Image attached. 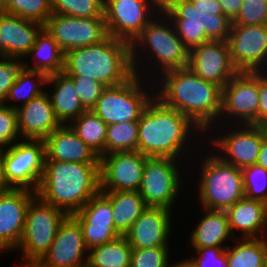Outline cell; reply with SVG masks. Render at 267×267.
<instances>
[{
  "mask_svg": "<svg viewBox=\"0 0 267 267\" xmlns=\"http://www.w3.org/2000/svg\"><path fill=\"white\" fill-rule=\"evenodd\" d=\"M160 77L159 83H162L155 92L157 98L187 116L203 134L214 129V122L220 120L221 113L219 85L200 78L189 67L164 72Z\"/></svg>",
  "mask_w": 267,
  "mask_h": 267,
  "instance_id": "obj_1",
  "label": "cell"
},
{
  "mask_svg": "<svg viewBox=\"0 0 267 267\" xmlns=\"http://www.w3.org/2000/svg\"><path fill=\"white\" fill-rule=\"evenodd\" d=\"M100 191V163L45 160L36 194L67 215L78 212Z\"/></svg>",
  "mask_w": 267,
  "mask_h": 267,
  "instance_id": "obj_2",
  "label": "cell"
},
{
  "mask_svg": "<svg viewBox=\"0 0 267 267\" xmlns=\"http://www.w3.org/2000/svg\"><path fill=\"white\" fill-rule=\"evenodd\" d=\"M196 131L203 133L187 116L154 96L138 120L137 151L148 157L180 159L185 146L191 145L186 141Z\"/></svg>",
  "mask_w": 267,
  "mask_h": 267,
  "instance_id": "obj_3",
  "label": "cell"
},
{
  "mask_svg": "<svg viewBox=\"0 0 267 267\" xmlns=\"http://www.w3.org/2000/svg\"><path fill=\"white\" fill-rule=\"evenodd\" d=\"M63 72L87 76L105 87L118 86L134 75L130 43L108 36L100 43L65 53Z\"/></svg>",
  "mask_w": 267,
  "mask_h": 267,
  "instance_id": "obj_4",
  "label": "cell"
},
{
  "mask_svg": "<svg viewBox=\"0 0 267 267\" xmlns=\"http://www.w3.org/2000/svg\"><path fill=\"white\" fill-rule=\"evenodd\" d=\"M142 47L144 50H149L145 52H148V56L150 54V56L154 57V62L152 61L150 64L154 63L157 65L155 67L157 70L159 67L160 75L170 70L186 68L189 65L190 50L179 38L171 20L167 18V15L162 10L158 12L155 19L153 18L130 44L132 68L134 74L140 77L141 72L139 69L143 65L139 63L138 60L141 63L142 61L138 59V56L141 57L139 54L144 51L141 49ZM138 63L140 66L137 65Z\"/></svg>",
  "mask_w": 267,
  "mask_h": 267,
  "instance_id": "obj_5",
  "label": "cell"
},
{
  "mask_svg": "<svg viewBox=\"0 0 267 267\" xmlns=\"http://www.w3.org/2000/svg\"><path fill=\"white\" fill-rule=\"evenodd\" d=\"M161 10L191 50L209 41H227L232 21L225 15H206L188 0H162Z\"/></svg>",
  "mask_w": 267,
  "mask_h": 267,
  "instance_id": "obj_6",
  "label": "cell"
},
{
  "mask_svg": "<svg viewBox=\"0 0 267 267\" xmlns=\"http://www.w3.org/2000/svg\"><path fill=\"white\" fill-rule=\"evenodd\" d=\"M214 154L200 166L199 198L203 209L225 211L245 197L242 172Z\"/></svg>",
  "mask_w": 267,
  "mask_h": 267,
  "instance_id": "obj_7",
  "label": "cell"
},
{
  "mask_svg": "<svg viewBox=\"0 0 267 267\" xmlns=\"http://www.w3.org/2000/svg\"><path fill=\"white\" fill-rule=\"evenodd\" d=\"M141 78H139V75L134 74L121 85L106 87L91 110L107 126L120 122L138 121L156 92L154 85L148 92V89L144 88L145 84H142L144 77ZM151 89L154 90L153 93Z\"/></svg>",
  "mask_w": 267,
  "mask_h": 267,
  "instance_id": "obj_8",
  "label": "cell"
},
{
  "mask_svg": "<svg viewBox=\"0 0 267 267\" xmlns=\"http://www.w3.org/2000/svg\"><path fill=\"white\" fill-rule=\"evenodd\" d=\"M66 216L63 210L46 203L38 195L31 200L26 212L23 237L16 249H20L24 262L44 257Z\"/></svg>",
  "mask_w": 267,
  "mask_h": 267,
  "instance_id": "obj_9",
  "label": "cell"
},
{
  "mask_svg": "<svg viewBox=\"0 0 267 267\" xmlns=\"http://www.w3.org/2000/svg\"><path fill=\"white\" fill-rule=\"evenodd\" d=\"M45 157L44 140L22 139L1 150L8 185L37 192L44 173Z\"/></svg>",
  "mask_w": 267,
  "mask_h": 267,
  "instance_id": "obj_10",
  "label": "cell"
},
{
  "mask_svg": "<svg viewBox=\"0 0 267 267\" xmlns=\"http://www.w3.org/2000/svg\"><path fill=\"white\" fill-rule=\"evenodd\" d=\"M161 4L162 0H104L108 35L131 44L161 11Z\"/></svg>",
  "mask_w": 267,
  "mask_h": 267,
  "instance_id": "obj_11",
  "label": "cell"
},
{
  "mask_svg": "<svg viewBox=\"0 0 267 267\" xmlns=\"http://www.w3.org/2000/svg\"><path fill=\"white\" fill-rule=\"evenodd\" d=\"M177 160L168 157H148L138 190L147 206L172 209L181 189Z\"/></svg>",
  "mask_w": 267,
  "mask_h": 267,
  "instance_id": "obj_12",
  "label": "cell"
},
{
  "mask_svg": "<svg viewBox=\"0 0 267 267\" xmlns=\"http://www.w3.org/2000/svg\"><path fill=\"white\" fill-rule=\"evenodd\" d=\"M44 28L64 53L100 43L109 36L104 18H77L52 14Z\"/></svg>",
  "mask_w": 267,
  "mask_h": 267,
  "instance_id": "obj_13",
  "label": "cell"
},
{
  "mask_svg": "<svg viewBox=\"0 0 267 267\" xmlns=\"http://www.w3.org/2000/svg\"><path fill=\"white\" fill-rule=\"evenodd\" d=\"M227 43L231 61L239 72H264L263 67L267 66V24H231Z\"/></svg>",
  "mask_w": 267,
  "mask_h": 267,
  "instance_id": "obj_14",
  "label": "cell"
},
{
  "mask_svg": "<svg viewBox=\"0 0 267 267\" xmlns=\"http://www.w3.org/2000/svg\"><path fill=\"white\" fill-rule=\"evenodd\" d=\"M259 72H238L222 88V116H234L240 125H257Z\"/></svg>",
  "mask_w": 267,
  "mask_h": 267,
  "instance_id": "obj_15",
  "label": "cell"
},
{
  "mask_svg": "<svg viewBox=\"0 0 267 267\" xmlns=\"http://www.w3.org/2000/svg\"><path fill=\"white\" fill-rule=\"evenodd\" d=\"M148 156L139 151L113 152L100 157V191H138Z\"/></svg>",
  "mask_w": 267,
  "mask_h": 267,
  "instance_id": "obj_16",
  "label": "cell"
},
{
  "mask_svg": "<svg viewBox=\"0 0 267 267\" xmlns=\"http://www.w3.org/2000/svg\"><path fill=\"white\" fill-rule=\"evenodd\" d=\"M233 131H222L223 135L210 139L211 145L223 152L217 155L222 161L242 169L256 164L261 145L267 136V127L258 125H235ZM236 128V129H234ZM241 129V130H240ZM226 155V157H225Z\"/></svg>",
  "mask_w": 267,
  "mask_h": 267,
  "instance_id": "obj_17",
  "label": "cell"
},
{
  "mask_svg": "<svg viewBox=\"0 0 267 267\" xmlns=\"http://www.w3.org/2000/svg\"><path fill=\"white\" fill-rule=\"evenodd\" d=\"M188 67L200 78L221 88L239 72L231 61L227 41H209L192 48Z\"/></svg>",
  "mask_w": 267,
  "mask_h": 267,
  "instance_id": "obj_18",
  "label": "cell"
},
{
  "mask_svg": "<svg viewBox=\"0 0 267 267\" xmlns=\"http://www.w3.org/2000/svg\"><path fill=\"white\" fill-rule=\"evenodd\" d=\"M72 216L81 225L84 243L88 250L121 235L114 227L111 201L101 191Z\"/></svg>",
  "mask_w": 267,
  "mask_h": 267,
  "instance_id": "obj_19",
  "label": "cell"
},
{
  "mask_svg": "<svg viewBox=\"0 0 267 267\" xmlns=\"http://www.w3.org/2000/svg\"><path fill=\"white\" fill-rule=\"evenodd\" d=\"M36 192L14 189L0 193V252L16 250L24 229L26 212Z\"/></svg>",
  "mask_w": 267,
  "mask_h": 267,
  "instance_id": "obj_20",
  "label": "cell"
},
{
  "mask_svg": "<svg viewBox=\"0 0 267 267\" xmlns=\"http://www.w3.org/2000/svg\"><path fill=\"white\" fill-rule=\"evenodd\" d=\"M87 252L81 225L72 215H67L42 260L53 266L86 267Z\"/></svg>",
  "mask_w": 267,
  "mask_h": 267,
  "instance_id": "obj_21",
  "label": "cell"
},
{
  "mask_svg": "<svg viewBox=\"0 0 267 267\" xmlns=\"http://www.w3.org/2000/svg\"><path fill=\"white\" fill-rule=\"evenodd\" d=\"M171 211L148 206L125 234L130 246L137 249L168 247L172 229Z\"/></svg>",
  "mask_w": 267,
  "mask_h": 267,
  "instance_id": "obj_22",
  "label": "cell"
},
{
  "mask_svg": "<svg viewBox=\"0 0 267 267\" xmlns=\"http://www.w3.org/2000/svg\"><path fill=\"white\" fill-rule=\"evenodd\" d=\"M4 105L17 110L18 131L22 139L44 140L61 126L46 91L25 105Z\"/></svg>",
  "mask_w": 267,
  "mask_h": 267,
  "instance_id": "obj_23",
  "label": "cell"
},
{
  "mask_svg": "<svg viewBox=\"0 0 267 267\" xmlns=\"http://www.w3.org/2000/svg\"><path fill=\"white\" fill-rule=\"evenodd\" d=\"M44 28L41 23L19 16H0V56L25 59L33 47L38 33Z\"/></svg>",
  "mask_w": 267,
  "mask_h": 267,
  "instance_id": "obj_24",
  "label": "cell"
},
{
  "mask_svg": "<svg viewBox=\"0 0 267 267\" xmlns=\"http://www.w3.org/2000/svg\"><path fill=\"white\" fill-rule=\"evenodd\" d=\"M45 160L100 163V157L70 127L61 125L44 139Z\"/></svg>",
  "mask_w": 267,
  "mask_h": 267,
  "instance_id": "obj_25",
  "label": "cell"
},
{
  "mask_svg": "<svg viewBox=\"0 0 267 267\" xmlns=\"http://www.w3.org/2000/svg\"><path fill=\"white\" fill-rule=\"evenodd\" d=\"M229 229L241 231L242 238H265L267 231V204L243 197L226 210Z\"/></svg>",
  "mask_w": 267,
  "mask_h": 267,
  "instance_id": "obj_26",
  "label": "cell"
},
{
  "mask_svg": "<svg viewBox=\"0 0 267 267\" xmlns=\"http://www.w3.org/2000/svg\"><path fill=\"white\" fill-rule=\"evenodd\" d=\"M54 85L50 97L54 114L61 125H68L80 114L86 111L75 91L71 77L64 72L49 75L46 84Z\"/></svg>",
  "mask_w": 267,
  "mask_h": 267,
  "instance_id": "obj_27",
  "label": "cell"
},
{
  "mask_svg": "<svg viewBox=\"0 0 267 267\" xmlns=\"http://www.w3.org/2000/svg\"><path fill=\"white\" fill-rule=\"evenodd\" d=\"M204 217L190 234V241L194 249L203 247H222L227 239L233 236L229 229L228 216L226 211L204 209Z\"/></svg>",
  "mask_w": 267,
  "mask_h": 267,
  "instance_id": "obj_28",
  "label": "cell"
},
{
  "mask_svg": "<svg viewBox=\"0 0 267 267\" xmlns=\"http://www.w3.org/2000/svg\"><path fill=\"white\" fill-rule=\"evenodd\" d=\"M30 56L34 59L31 62L33 67L29 68L24 61L26 69L43 72L47 76L63 72L65 53L45 28L38 33L35 44L25 58Z\"/></svg>",
  "mask_w": 267,
  "mask_h": 267,
  "instance_id": "obj_29",
  "label": "cell"
},
{
  "mask_svg": "<svg viewBox=\"0 0 267 267\" xmlns=\"http://www.w3.org/2000/svg\"><path fill=\"white\" fill-rule=\"evenodd\" d=\"M111 201L115 229L125 235L148 207L138 191L103 192Z\"/></svg>",
  "mask_w": 267,
  "mask_h": 267,
  "instance_id": "obj_30",
  "label": "cell"
},
{
  "mask_svg": "<svg viewBox=\"0 0 267 267\" xmlns=\"http://www.w3.org/2000/svg\"><path fill=\"white\" fill-rule=\"evenodd\" d=\"M132 247L125 235L90 248L86 267H130Z\"/></svg>",
  "mask_w": 267,
  "mask_h": 267,
  "instance_id": "obj_31",
  "label": "cell"
},
{
  "mask_svg": "<svg viewBox=\"0 0 267 267\" xmlns=\"http://www.w3.org/2000/svg\"><path fill=\"white\" fill-rule=\"evenodd\" d=\"M72 124V125H71ZM78 137L99 156L104 155L107 125L92 110H86L71 122Z\"/></svg>",
  "mask_w": 267,
  "mask_h": 267,
  "instance_id": "obj_32",
  "label": "cell"
},
{
  "mask_svg": "<svg viewBox=\"0 0 267 267\" xmlns=\"http://www.w3.org/2000/svg\"><path fill=\"white\" fill-rule=\"evenodd\" d=\"M241 239L237 237L235 245H227L228 267H264L265 238Z\"/></svg>",
  "mask_w": 267,
  "mask_h": 267,
  "instance_id": "obj_33",
  "label": "cell"
},
{
  "mask_svg": "<svg viewBox=\"0 0 267 267\" xmlns=\"http://www.w3.org/2000/svg\"><path fill=\"white\" fill-rule=\"evenodd\" d=\"M48 76L39 71H33L24 68L20 73L18 79L13 83V86L9 89V92L2 104L8 103L9 100L21 101L25 105L32 99L41 96L44 90L41 87H45Z\"/></svg>",
  "mask_w": 267,
  "mask_h": 267,
  "instance_id": "obj_34",
  "label": "cell"
},
{
  "mask_svg": "<svg viewBox=\"0 0 267 267\" xmlns=\"http://www.w3.org/2000/svg\"><path fill=\"white\" fill-rule=\"evenodd\" d=\"M138 121L120 122L107 126L104 155L113 152L137 151Z\"/></svg>",
  "mask_w": 267,
  "mask_h": 267,
  "instance_id": "obj_35",
  "label": "cell"
},
{
  "mask_svg": "<svg viewBox=\"0 0 267 267\" xmlns=\"http://www.w3.org/2000/svg\"><path fill=\"white\" fill-rule=\"evenodd\" d=\"M6 14L44 25L52 15L51 0H3Z\"/></svg>",
  "mask_w": 267,
  "mask_h": 267,
  "instance_id": "obj_36",
  "label": "cell"
},
{
  "mask_svg": "<svg viewBox=\"0 0 267 267\" xmlns=\"http://www.w3.org/2000/svg\"><path fill=\"white\" fill-rule=\"evenodd\" d=\"M104 0H51L52 14L77 18H104Z\"/></svg>",
  "mask_w": 267,
  "mask_h": 267,
  "instance_id": "obj_37",
  "label": "cell"
},
{
  "mask_svg": "<svg viewBox=\"0 0 267 267\" xmlns=\"http://www.w3.org/2000/svg\"><path fill=\"white\" fill-rule=\"evenodd\" d=\"M245 197L267 204V170L258 164L241 169Z\"/></svg>",
  "mask_w": 267,
  "mask_h": 267,
  "instance_id": "obj_38",
  "label": "cell"
},
{
  "mask_svg": "<svg viewBox=\"0 0 267 267\" xmlns=\"http://www.w3.org/2000/svg\"><path fill=\"white\" fill-rule=\"evenodd\" d=\"M168 247L132 249L130 267H171Z\"/></svg>",
  "mask_w": 267,
  "mask_h": 267,
  "instance_id": "obj_39",
  "label": "cell"
},
{
  "mask_svg": "<svg viewBox=\"0 0 267 267\" xmlns=\"http://www.w3.org/2000/svg\"><path fill=\"white\" fill-rule=\"evenodd\" d=\"M19 138L17 110L0 103V151L16 143Z\"/></svg>",
  "mask_w": 267,
  "mask_h": 267,
  "instance_id": "obj_40",
  "label": "cell"
},
{
  "mask_svg": "<svg viewBox=\"0 0 267 267\" xmlns=\"http://www.w3.org/2000/svg\"><path fill=\"white\" fill-rule=\"evenodd\" d=\"M231 24H267V0H243L241 10Z\"/></svg>",
  "mask_w": 267,
  "mask_h": 267,
  "instance_id": "obj_41",
  "label": "cell"
},
{
  "mask_svg": "<svg viewBox=\"0 0 267 267\" xmlns=\"http://www.w3.org/2000/svg\"><path fill=\"white\" fill-rule=\"evenodd\" d=\"M75 84V91L86 110H91L106 88L102 83L87 76H69Z\"/></svg>",
  "mask_w": 267,
  "mask_h": 267,
  "instance_id": "obj_42",
  "label": "cell"
},
{
  "mask_svg": "<svg viewBox=\"0 0 267 267\" xmlns=\"http://www.w3.org/2000/svg\"><path fill=\"white\" fill-rule=\"evenodd\" d=\"M24 68L23 60L0 56V103L5 101L9 89Z\"/></svg>",
  "mask_w": 267,
  "mask_h": 267,
  "instance_id": "obj_43",
  "label": "cell"
},
{
  "mask_svg": "<svg viewBox=\"0 0 267 267\" xmlns=\"http://www.w3.org/2000/svg\"><path fill=\"white\" fill-rule=\"evenodd\" d=\"M194 250L197 255L195 256V258H189L198 267H228L226 248L203 247Z\"/></svg>",
  "mask_w": 267,
  "mask_h": 267,
  "instance_id": "obj_44",
  "label": "cell"
},
{
  "mask_svg": "<svg viewBox=\"0 0 267 267\" xmlns=\"http://www.w3.org/2000/svg\"><path fill=\"white\" fill-rule=\"evenodd\" d=\"M257 125L267 127V71L259 72Z\"/></svg>",
  "mask_w": 267,
  "mask_h": 267,
  "instance_id": "obj_45",
  "label": "cell"
},
{
  "mask_svg": "<svg viewBox=\"0 0 267 267\" xmlns=\"http://www.w3.org/2000/svg\"><path fill=\"white\" fill-rule=\"evenodd\" d=\"M193 7H197L206 15H224L218 0H188Z\"/></svg>",
  "mask_w": 267,
  "mask_h": 267,
  "instance_id": "obj_46",
  "label": "cell"
},
{
  "mask_svg": "<svg viewBox=\"0 0 267 267\" xmlns=\"http://www.w3.org/2000/svg\"><path fill=\"white\" fill-rule=\"evenodd\" d=\"M243 0H218L221 4L224 15L233 21L241 10Z\"/></svg>",
  "mask_w": 267,
  "mask_h": 267,
  "instance_id": "obj_47",
  "label": "cell"
},
{
  "mask_svg": "<svg viewBox=\"0 0 267 267\" xmlns=\"http://www.w3.org/2000/svg\"><path fill=\"white\" fill-rule=\"evenodd\" d=\"M256 164L262 166L267 170V136L264 138L263 143L261 145Z\"/></svg>",
  "mask_w": 267,
  "mask_h": 267,
  "instance_id": "obj_48",
  "label": "cell"
},
{
  "mask_svg": "<svg viewBox=\"0 0 267 267\" xmlns=\"http://www.w3.org/2000/svg\"><path fill=\"white\" fill-rule=\"evenodd\" d=\"M21 263L22 264L18 265L19 267H62L50 265L42 259H32Z\"/></svg>",
  "mask_w": 267,
  "mask_h": 267,
  "instance_id": "obj_49",
  "label": "cell"
},
{
  "mask_svg": "<svg viewBox=\"0 0 267 267\" xmlns=\"http://www.w3.org/2000/svg\"><path fill=\"white\" fill-rule=\"evenodd\" d=\"M11 189L12 188L8 185L5 175H4V168H3V163L1 159V151H0V193L7 192Z\"/></svg>",
  "mask_w": 267,
  "mask_h": 267,
  "instance_id": "obj_50",
  "label": "cell"
},
{
  "mask_svg": "<svg viewBox=\"0 0 267 267\" xmlns=\"http://www.w3.org/2000/svg\"><path fill=\"white\" fill-rule=\"evenodd\" d=\"M171 267H198L190 258L188 259H183L180 262H175L174 264L170 265Z\"/></svg>",
  "mask_w": 267,
  "mask_h": 267,
  "instance_id": "obj_51",
  "label": "cell"
},
{
  "mask_svg": "<svg viewBox=\"0 0 267 267\" xmlns=\"http://www.w3.org/2000/svg\"><path fill=\"white\" fill-rule=\"evenodd\" d=\"M264 267H267V237H265V262Z\"/></svg>",
  "mask_w": 267,
  "mask_h": 267,
  "instance_id": "obj_52",
  "label": "cell"
},
{
  "mask_svg": "<svg viewBox=\"0 0 267 267\" xmlns=\"http://www.w3.org/2000/svg\"><path fill=\"white\" fill-rule=\"evenodd\" d=\"M4 13L5 11H4V6H3V0H0V16Z\"/></svg>",
  "mask_w": 267,
  "mask_h": 267,
  "instance_id": "obj_53",
  "label": "cell"
}]
</instances>
